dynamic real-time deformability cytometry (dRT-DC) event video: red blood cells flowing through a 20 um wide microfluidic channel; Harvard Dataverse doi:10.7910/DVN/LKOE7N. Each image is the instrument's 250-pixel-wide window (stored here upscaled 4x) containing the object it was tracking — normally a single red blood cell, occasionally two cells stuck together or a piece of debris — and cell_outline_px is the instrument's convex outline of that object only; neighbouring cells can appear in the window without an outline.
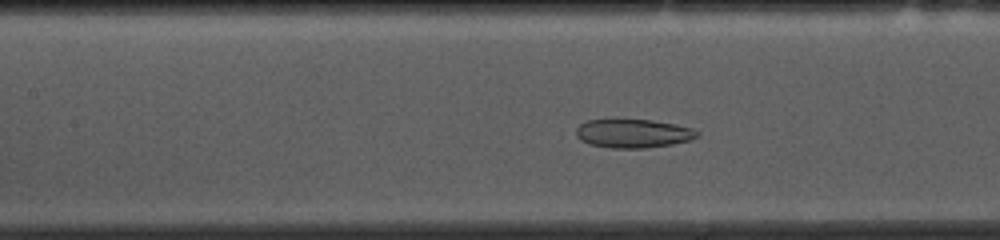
{"species": "common noctule bat (a hibernating species)", "species_latin": "Nyctalus noctula", "temperature_condition": "cold", "stored_images_in_passage": 53, "camera_frame_rate_fps": 3000, "um_per_image_px": 0.085, "animal": {"sex": "female", "body_mass_g": 10.0, "forearm_length_mm": 53.1}, "frame": {"image": 1, "passage_image": 22, "time_ms": 7.0, "image_size_px": [1000, 240], "cell_outline_px": [[700, 136], [692, 140], [672, 144], [644, 148], [612, 148], [588, 144], [580, 140], [576, 136], [576, 128], [580, 124], [588, 120], [652, 120], [676, 124], [692, 128], [700, 132]], "centroid_in_image_um": [53.85, 11.35], "position_along_channel_um": 153.6, "area_um2": 20.35}}
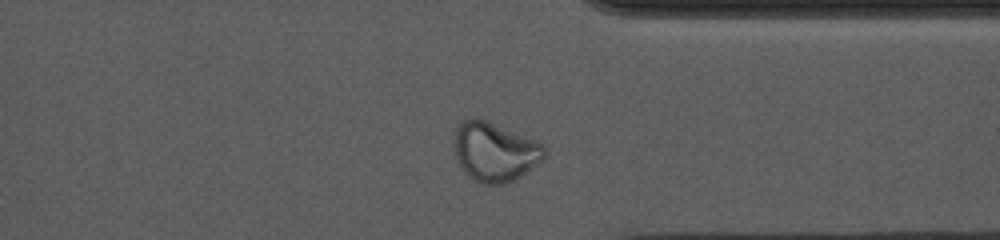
{"frame": {"image": 2, "passage_image": 40, "time_ms": 13.0, "image_size_px": [1000, 240], "cell_outline_px": [[548, 152], [544, 160], [520, 176], [504, 184], [480, 184], [468, 176], [460, 168], [456, 160], [452, 148], [452, 132], [456, 124], [472, 116], [476, 116], [540, 140], [548, 148]], "centroid_in_image_um": [42.03, 12.85], "position_along_channel_um": 369.4, "area_um2": 32.66}}
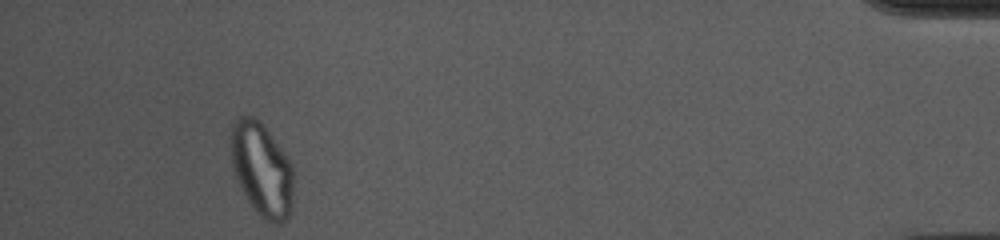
{"frame": {"image": 3, "passage_image": 49, "time_ms": 16.0, "image_size_px": [1000, 240], "cell_outline_px": [[292, 208], [284, 224], [272, 224], [264, 220], [252, 208], [240, 188], [232, 164], [228, 144], [228, 140], [232, 124], [240, 116], [256, 116], [264, 124], [284, 152], [292, 164]], "centroid_in_image_um": [22.22, 14.39], "position_along_channel_um": 413.0, "area_um2": 34.91}, "authors_computed_cell_mechanics": {"area_um2": 27.0504, "velocity_mm_per_s": 3.6529, "shape_relaxation_time_tau1_ms": null, "shape_relaxation_time_tau2_ms": 2.3057, "deformation_change_tau1": null, "deformation_change_tau2": 0.091}}